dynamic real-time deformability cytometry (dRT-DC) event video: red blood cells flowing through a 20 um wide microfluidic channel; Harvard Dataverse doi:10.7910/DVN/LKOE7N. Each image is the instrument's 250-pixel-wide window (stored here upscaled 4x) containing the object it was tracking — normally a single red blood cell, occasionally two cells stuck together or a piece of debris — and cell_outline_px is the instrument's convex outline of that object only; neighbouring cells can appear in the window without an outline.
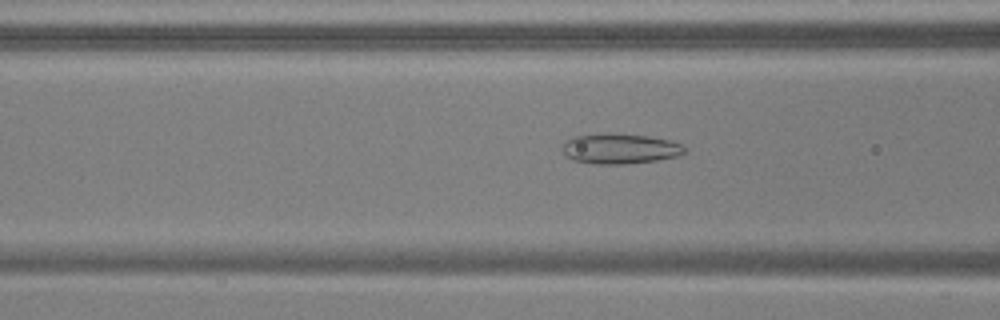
{"species": "common noctule bat (a hibernating species)", "species_latin": "Nyctalus noctula", "temperature_condition": "warm", "stored_images_in_passage": 54, "camera_frame_rate_fps": 3000, "um_per_image_px": 0.085, "animal": {"sex": "male", "body_mass_g": 17.9, "forearm_length_mm": 54.2}, "frame": {"image": 1, "passage_image": 22, "time_ms": 7.0, "image_size_px": [1000, 320], "cell_outline_px": [[684, 152], [676, 156], [656, 160], [624, 164], [592, 164], [572, 160], [564, 156], [560, 148], [564, 140], [572, 136], [608, 132], [648, 136], [668, 140], [680, 144], [684, 148]], "centroid_in_image_um": [52.55, 12.63], "position_along_channel_um": 114.0, "area_um2": 21.85}}
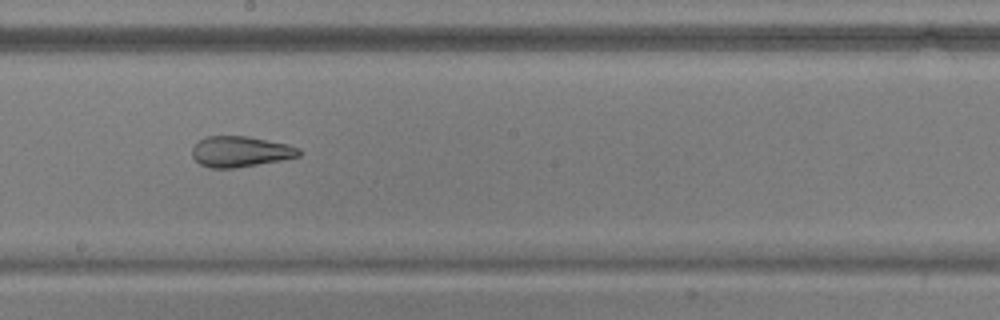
{"frame": {"image": 2, "passage_image": 31, "time_ms": 10.0, "image_size_px": [1000, 320], "cell_outline_px": [[300, 156], [280, 160], [236, 168], [208, 168], [200, 164], [192, 156], [192, 148], [200, 140], [208, 136], [248, 136], [288, 144], [300, 148]], "centroid_in_image_um": [20.43, 12.88], "position_along_channel_um": 227.8, "area_um2": 19.07}}
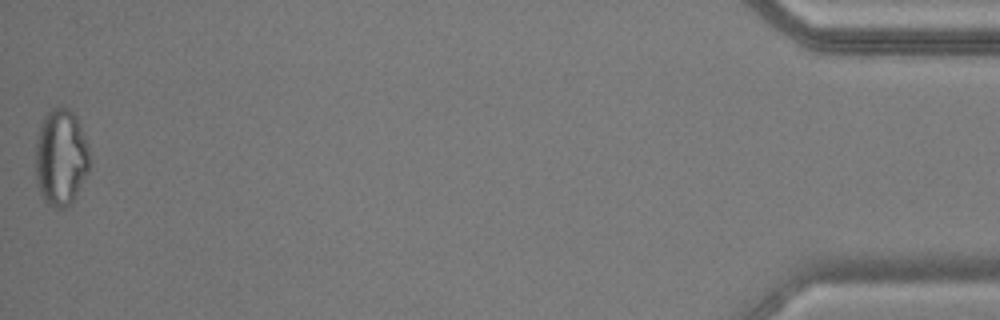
{"frame": {"image": 3, "passage_image": 54, "time_ms": 17.667, "image_size_px": [1000, 320], "cell_outline_px": [[88, 172], [72, 204], [64, 208], [56, 208], [48, 204], [44, 200], [40, 192], [36, 180], [36, 140], [40, 124], [44, 116], [52, 108], [60, 104], [68, 108], [76, 116], [88, 148]], "centroid_in_image_um": [5.16, 13.37], "position_along_channel_um": 430.0, "area_um2": 30.52}, "authors_computed_cell_mechanics": {"area_um2": 25.5765, "velocity_mm_per_s": 3.7914, "shape_relaxation_time_tau1_ms": null, "shape_relaxation_time_tau2_ms": 2.2479, "deformation_change_tau1": null, "deformation_change_tau2": 0.111}}